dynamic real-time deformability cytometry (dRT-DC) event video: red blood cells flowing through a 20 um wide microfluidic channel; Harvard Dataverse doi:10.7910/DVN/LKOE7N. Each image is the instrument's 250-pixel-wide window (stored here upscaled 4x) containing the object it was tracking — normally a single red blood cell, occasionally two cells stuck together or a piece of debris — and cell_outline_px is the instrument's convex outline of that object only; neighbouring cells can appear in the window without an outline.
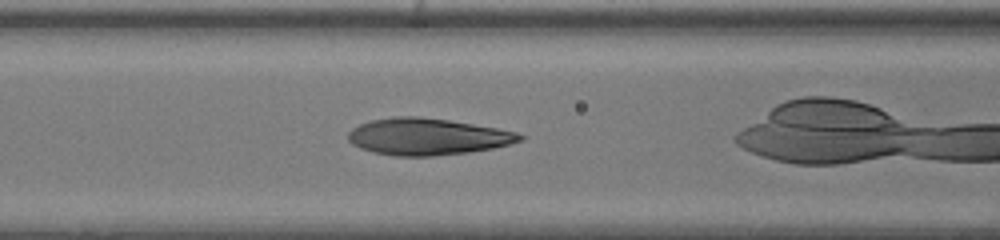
{"species": "human", "species_latin": "Homo sapiens", "temperature_condition": "warm", "stored_images_in_passage": 43, "camera_frame_rate_fps": 3000, "um_per_image_px": 0.085, "donor": {"sex": "female"}, "frame": {"image": 1, "passage_image": 15, "time_ms": 4.667, "image_size_px": [1000, 240], "cell_outline_px": [[524, 140], [492, 148], [468, 152], [432, 156], [396, 156], [372, 152], [360, 148], [352, 144], [348, 140], [348, 132], [352, 128], [360, 124], [372, 120], [392, 116], [420, 116], [448, 120], [496, 128], [516, 132], [524, 136]], "centroid_in_image_um": [36.29, 11.61], "position_along_channel_um": 130.3, "area_um2": 36.65}}
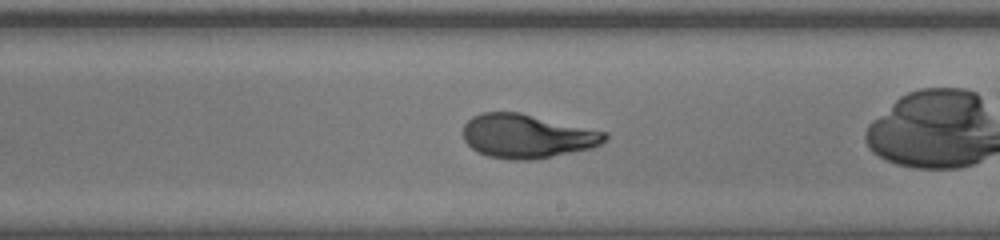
{"frame": {"image": 2, "passage_image": 23, "time_ms": 7.333, "image_size_px": [1000, 240], "cell_outline_px": [[608, 136], [600, 144], [592, 148], [532, 160], [508, 160], [488, 156], [472, 148], [464, 140], [464, 124], [472, 116], [480, 112], [520, 112], [608, 132]], "centroid_in_image_um": [44.8, 11.56], "position_along_channel_um": 244.2, "area_um2": 36.3}}
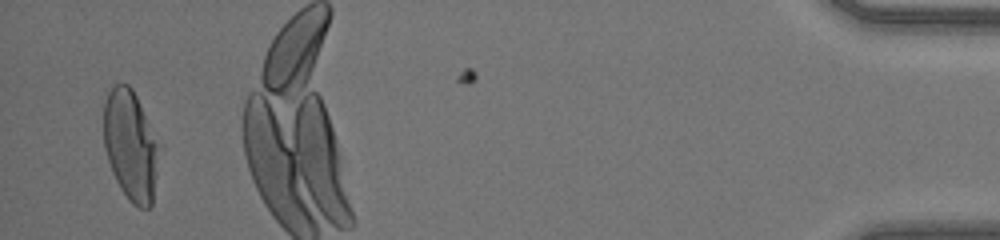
{"frame": {"image": 3, "passage_image": 42, "time_ms": 13.667, "image_size_px": [1000, 240], "cell_outline_px": [[156, 172], [152, 204], [148, 208], [140, 208], [132, 204], [128, 200], [120, 188], [112, 172], [104, 148], [104, 100], [112, 84], [128, 84], [132, 88], [136, 96], [156, 144]], "centroid_in_image_um": [11.02, 12.37], "position_along_channel_um": 424.2, "area_um2": 34.51}, "authors_computed_cell_mechanics": {"area_um2": 36.6452, "velocity_mm_per_s": 4.288, "shape_relaxation_time_tau1_ms": 7.0323, "shape_relaxation_time_tau2_ms": 0.8611, "deformation_change_tau1": 0.3408, "deformation_change_tau2": 0.0639}}